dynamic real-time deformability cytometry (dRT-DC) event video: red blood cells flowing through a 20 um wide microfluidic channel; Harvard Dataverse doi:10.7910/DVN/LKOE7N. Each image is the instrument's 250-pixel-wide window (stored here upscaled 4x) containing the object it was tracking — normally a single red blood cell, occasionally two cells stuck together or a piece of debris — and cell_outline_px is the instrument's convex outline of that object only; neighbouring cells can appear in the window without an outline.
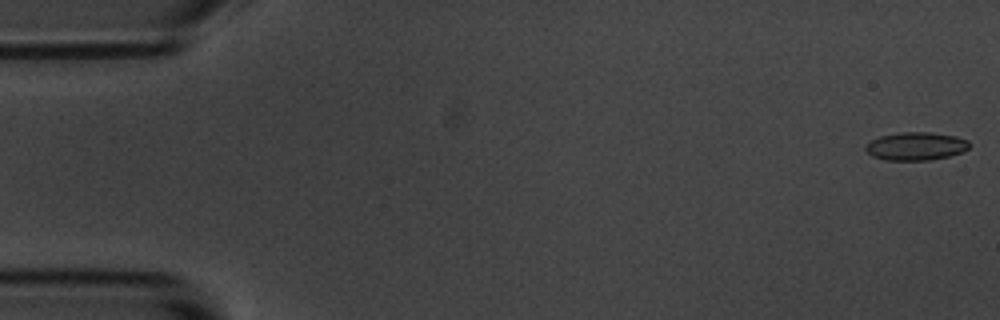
{"species": "common noctule bat (a hibernating species)", "species_latin": "Nyctalus noctula", "temperature_condition": "room temperature", "stored_images_in_passage": 55, "camera_frame_rate_fps": 3000, "um_per_image_px": 0.085, "animal": {"sex": "male", "body_mass_g": 20.1, "forearm_length_mm": 53.5}, "frame": {"image": 1, "passage_image": 1, "time_ms": 0.0, "image_size_px": [1000, 320], "cell_outline_px": [[968, 148], [960, 152], [948, 156], [928, 160], [884, 160], [872, 156], [864, 148], [872, 140], [880, 136], [904, 132], [928, 132], [956, 136], [968, 140]], "centroid_in_image_um": [77.83, 12.43], "position_along_channel_um": 7.2, "area_um2": 16.7}}
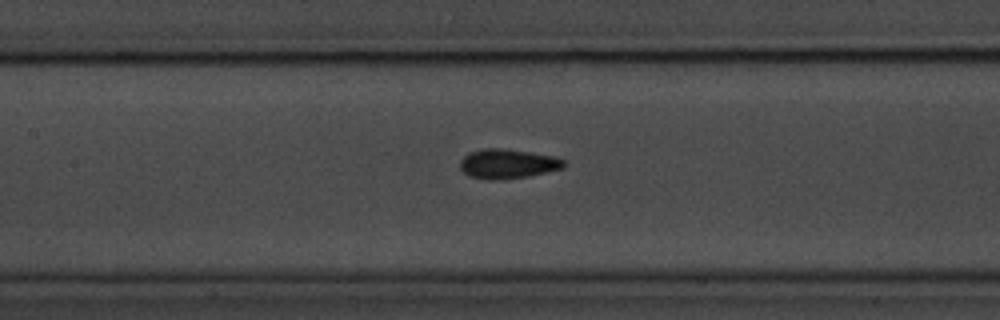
{"frame": {"image": 2, "passage_image": 25, "time_ms": 8.0, "image_size_px": [1000, 320], "cell_outline_px": [[564, 164], [560, 168], [528, 176], [488, 180], [468, 176], [460, 168], [460, 160], [468, 152], [484, 148], [504, 148], [552, 156], [564, 160]], "centroid_in_image_um": [43.06, 13.91], "position_along_channel_um": 164.3, "area_um2": 17.51}}
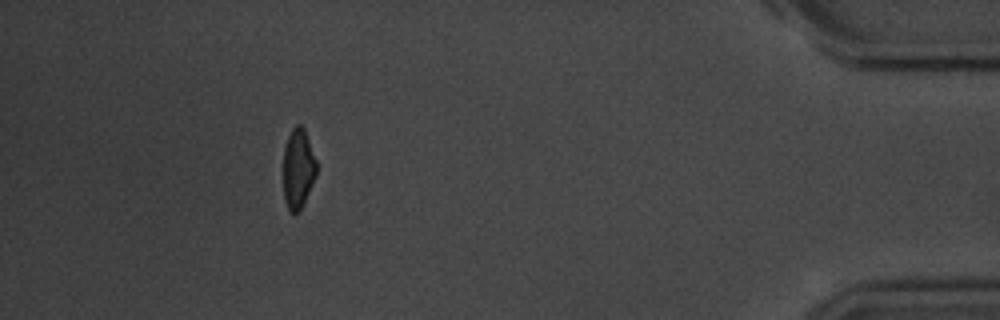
{"frame": {"image": 3, "passage_image": 50, "time_ms": 16.333, "image_size_px": [1000, 320], "cell_outline_px": [[316, 176], [300, 208], [296, 212], [288, 212], [284, 200], [284, 148], [288, 136], [292, 128], [296, 124], [300, 124], [304, 128], [316, 160]], "centroid_in_image_um": [25.33, 14.3], "position_along_channel_um": 409.9, "area_um2": 15.2}, "authors_computed_cell_mechanics": {"area_um2": 16.9932, "velocity_mm_per_s": 3.6433, "shape_relaxation_time_tau1_ms": 3.2792, "shape_relaxation_time_tau2_ms": 2.3217, "deformation_change_tau1": 0.1086, "deformation_change_tau2": 0.0716}}